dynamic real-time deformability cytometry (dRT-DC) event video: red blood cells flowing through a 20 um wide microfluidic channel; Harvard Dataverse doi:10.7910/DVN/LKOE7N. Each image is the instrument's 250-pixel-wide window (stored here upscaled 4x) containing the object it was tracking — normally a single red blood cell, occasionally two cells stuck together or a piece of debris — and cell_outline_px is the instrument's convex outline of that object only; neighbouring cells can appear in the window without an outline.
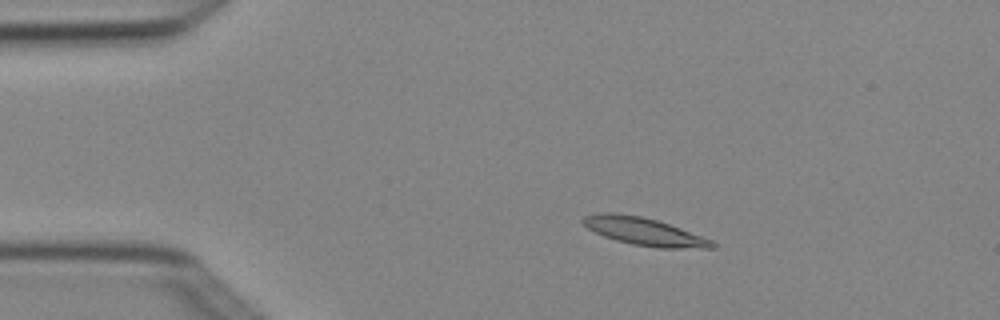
{"species": "Egyptian fruit bat (a non-hibernating species)", "species_latin": "Rousettus aegyptiacus", "temperature_condition": "cold", "stored_images_in_passage": 4, "camera_frame_rate_fps": 3000, "um_per_image_px": 0.085, "animal": {"sex": "female"}, "frame": {"image": 1, "passage_image": 2, "time_ms": 0.333, "image_size_px": [1000, 320], "cell_outline_px": [[716, 248], [656, 248], [632, 244], [616, 240], [604, 236], [588, 228], [580, 220], [584, 216], [596, 212], [616, 212], [640, 216], [656, 220], [680, 228], [712, 240], [716, 244]], "centroid_in_image_um": [54.73, 19.67], "position_along_channel_um": 30.3, "area_um2": 20.81}}
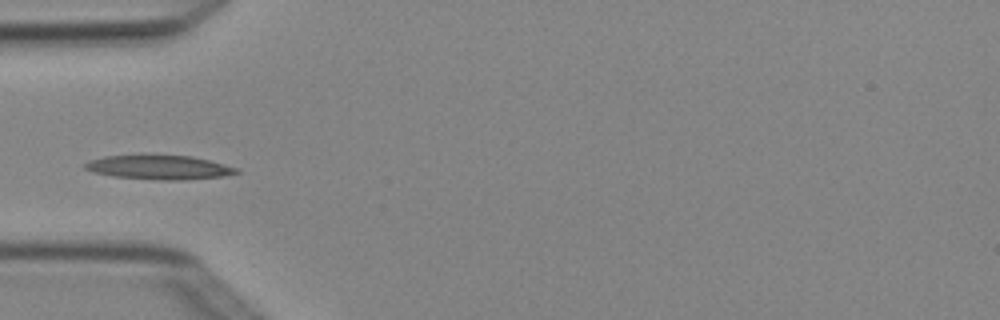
{"frame": {"image": 2, "passage_image": 4, "time_ms": 1.0, "image_size_px": [1000, 320], "cell_outline_px": [[240, 172], [224, 176], [180, 180], [160, 180], [112, 176], [92, 172], [84, 168], [84, 164], [88, 160], [104, 156], [140, 152], [192, 156], [240, 168]], "centroid_in_image_um": [13.46, 14.17], "position_along_channel_um": 71.5, "area_um2": 22.37}}